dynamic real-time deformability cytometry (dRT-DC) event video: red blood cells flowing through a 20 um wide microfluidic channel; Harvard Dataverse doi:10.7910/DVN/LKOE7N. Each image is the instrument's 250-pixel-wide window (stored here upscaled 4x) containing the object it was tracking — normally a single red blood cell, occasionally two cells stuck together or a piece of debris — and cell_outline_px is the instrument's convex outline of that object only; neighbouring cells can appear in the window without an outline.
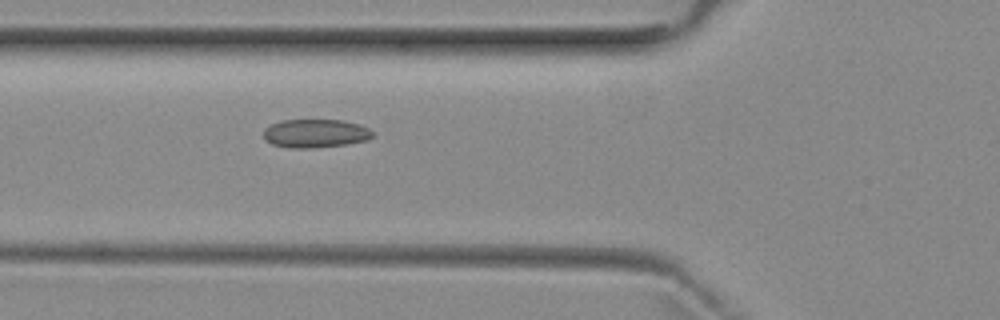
{"species": "common noctule bat (a hibernating species)", "species_latin": "Nyctalus noctula", "temperature_condition": "room temperature", "stored_images_in_passage": 3, "camera_frame_rate_fps": 3000, "um_per_image_px": 0.085, "animal": {"sex": "female", "body_mass_g": 29.2, "forearm_length_mm": 56.3}, "frame": {"image": 1, "passage_image": 3, "time_ms": 2.333, "image_size_px": [1000, 320], "cell_outline_px": [[372, 136], [368, 140], [344, 144], [312, 148], [288, 148], [272, 144], [264, 136], [264, 128], [280, 120], [344, 120], [360, 124], [368, 128], [372, 132]], "centroid_in_image_um": [26.81, 11.33], "position_along_channel_um": 99.0, "area_um2": 18.03}}